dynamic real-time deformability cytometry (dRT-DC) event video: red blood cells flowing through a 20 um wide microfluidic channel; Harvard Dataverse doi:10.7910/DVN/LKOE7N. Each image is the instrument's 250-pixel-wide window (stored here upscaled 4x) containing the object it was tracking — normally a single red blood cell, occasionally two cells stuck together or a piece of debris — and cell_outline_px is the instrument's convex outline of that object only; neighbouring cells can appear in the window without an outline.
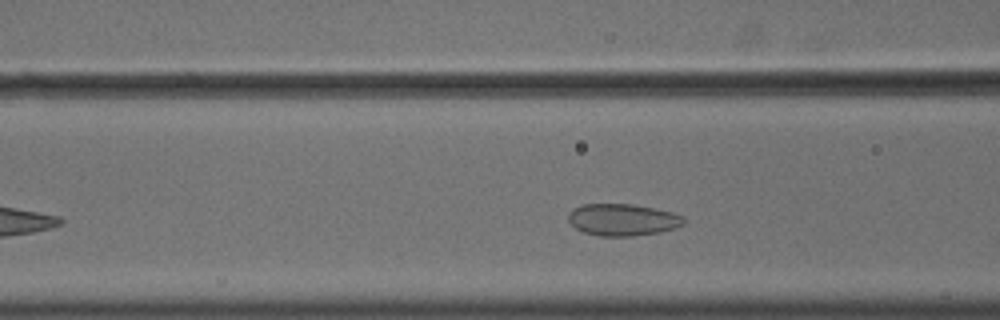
{"species": "common noctule bat (a hibernating species)", "species_latin": "Nyctalus noctula", "temperature_condition": "cold", "stored_images_in_passage": 33, "camera_frame_rate_fps": 3000, "um_per_image_px": 0.085, "animal": {"sex": "male", "body_mass_g": 18.8}, "frame": {"image": 1, "passage_image": 10, "time_ms": 3.0, "image_size_px": [1000, 320], "cell_outline_px": [[684, 224], [676, 228], [660, 232], [632, 236], [600, 236], [584, 232], [576, 228], [568, 220], [568, 212], [572, 208], [580, 204], [632, 204], [656, 208], [672, 212], [684, 216]], "centroid_in_image_um": [52.92, 18.67], "position_along_channel_um": 113.7, "area_um2": 21.68}}
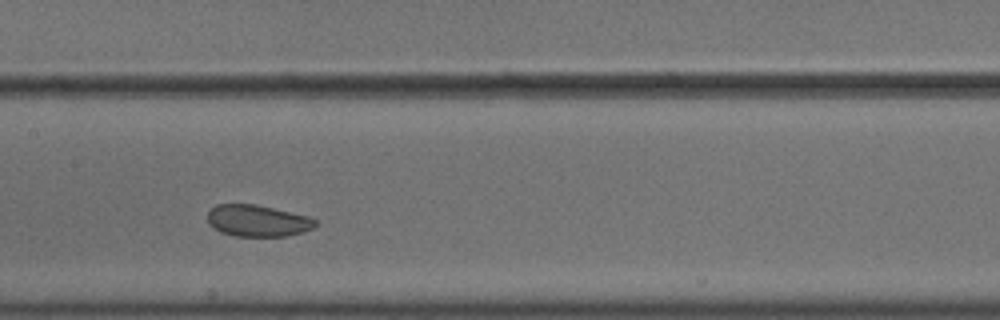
{"frame": {"image": 2, "passage_image": 16, "time_ms": 5.0, "image_size_px": [1000, 320], "cell_outline_px": [[316, 224], [312, 228], [300, 232], [284, 236], [232, 236], [220, 232], [212, 228], [208, 224], [208, 212], [216, 204], [256, 204], [308, 216], [316, 220]], "centroid_in_image_um": [21.84, 18.76], "position_along_channel_um": 185.6, "area_um2": 19.83}}
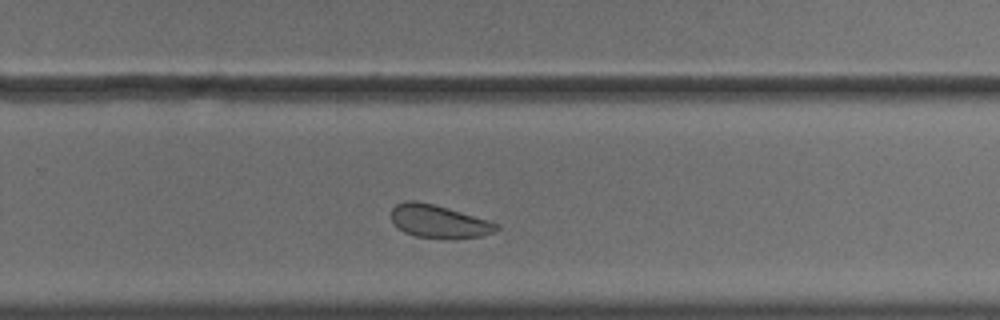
{"frame": {"image": 3, "passage_image": 25, "time_ms": 8.0, "image_size_px": [1000, 320], "cell_outline_px": [[500, 228], [484, 236], [416, 236], [404, 232], [396, 228], [392, 220], [392, 208], [396, 204], [408, 200], [416, 200], [448, 208], [488, 220], [500, 224]], "centroid_in_image_um": [37.26, 18.78], "position_along_channel_um": 292.5, "area_um2": 19.54}, "authors_computed_cell_mechanics": {"area_um2": 21.1548, "velocity_mm_per_s": 3.5801, "shape_relaxation_time_tau1_ms": null, "shape_relaxation_time_tau2_ms": 6.0178, "deformation_change_tau1": null, "deformation_change_tau2": 0.1141}}